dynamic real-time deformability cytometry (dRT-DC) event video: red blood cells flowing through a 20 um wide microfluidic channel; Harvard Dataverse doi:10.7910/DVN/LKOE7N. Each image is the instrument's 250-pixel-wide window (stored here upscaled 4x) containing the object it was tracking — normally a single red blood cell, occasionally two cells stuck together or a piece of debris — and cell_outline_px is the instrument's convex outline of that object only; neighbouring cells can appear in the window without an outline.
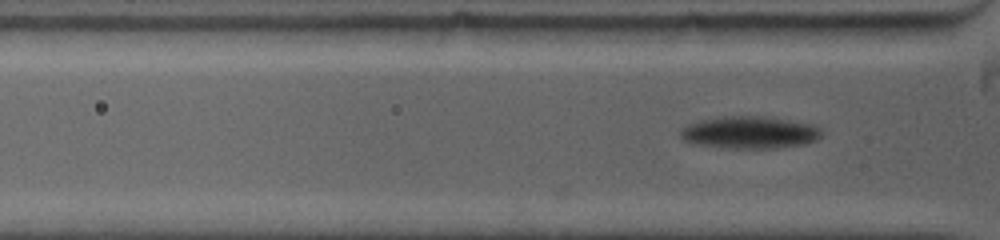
{"species": "common noctule bat (a hibernating species)", "species_latin": "Nyctalus noctula", "temperature_condition": "warm", "stored_images_in_passage": 3, "camera_frame_rate_fps": 5000, "um_per_image_px": 0.085, "animal": {"sex": "female", "body_mass_g": 19.0, "forearm_length_mm": 53.3}, "frame": {"image": 1, "passage_image": 3, "time_ms": 0.8, "image_size_px": [1000, 240], "cell_outline_px": [[820, 136], [816, 140], [804, 144], [772, 148], [732, 148], [692, 144], [680, 140], [680, 128], [688, 124], [700, 120], [716, 116], [760, 116], [788, 120], [812, 124], [820, 128]], "centroid_in_image_um": [63.63, 11.25], "position_along_channel_um": 62.2, "area_um2": 26.65}}